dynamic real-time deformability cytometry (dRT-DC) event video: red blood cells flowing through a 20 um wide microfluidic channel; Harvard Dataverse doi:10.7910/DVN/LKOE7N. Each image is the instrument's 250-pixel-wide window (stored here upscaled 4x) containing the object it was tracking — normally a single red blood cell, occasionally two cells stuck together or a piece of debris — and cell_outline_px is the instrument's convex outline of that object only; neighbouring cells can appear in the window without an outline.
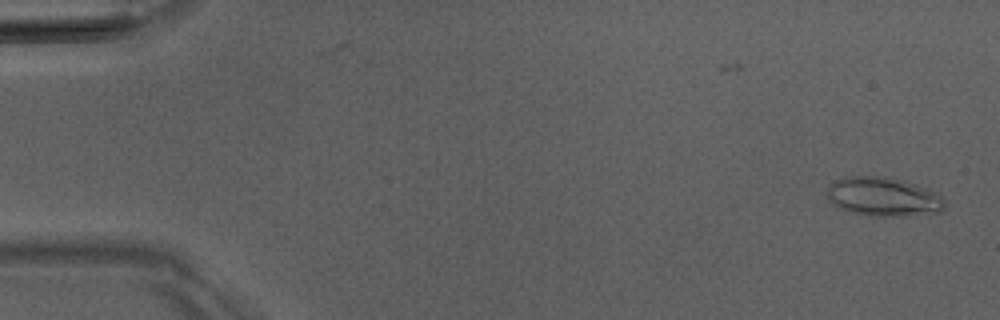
{"species": "Egyptian fruit bat (a non-hibernating species)", "species_latin": "Rousettus aegyptiacus", "temperature_condition": "room temperature", "stored_images_in_passage": 4, "camera_frame_rate_fps": 3000, "um_per_image_px": 0.085, "animal": {"sex": "male"}, "frame": {"image": 1, "passage_image": 1, "time_ms": 0.0, "image_size_px": [1000, 320], "cell_outline_px": [[944, 208], [940, 212], [908, 216], [868, 216], [852, 212], [840, 208], [832, 204], [828, 200], [828, 184], [844, 176], [880, 176], [900, 180], [924, 188], [940, 196], [944, 200]], "centroid_in_image_um": [75.03, 16.74], "position_along_channel_um": 10.0, "area_um2": 26.53}}